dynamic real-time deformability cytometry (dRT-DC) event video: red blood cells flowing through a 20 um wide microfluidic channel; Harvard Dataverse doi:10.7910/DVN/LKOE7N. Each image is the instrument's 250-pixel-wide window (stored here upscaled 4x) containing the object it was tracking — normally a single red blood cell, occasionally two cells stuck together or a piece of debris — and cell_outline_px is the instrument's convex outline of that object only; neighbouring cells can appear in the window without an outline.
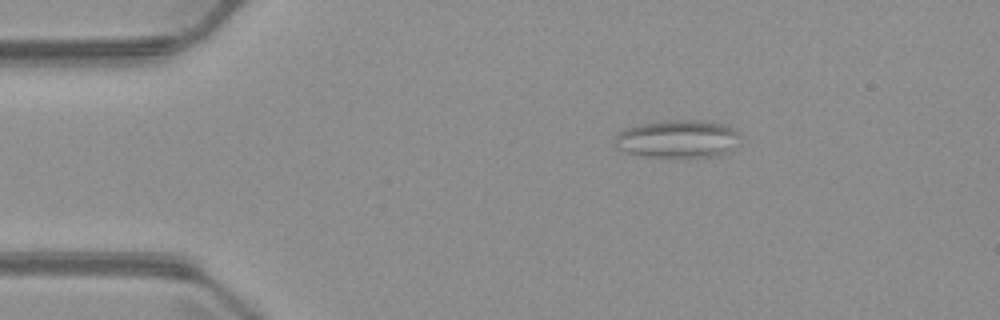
{"species": "common noctule bat (a hibernating species)", "species_latin": "Nyctalus noctula", "temperature_condition": "warm", "stored_images_in_passage": 3, "camera_frame_rate_fps": 3000, "um_per_image_px": 0.085, "animal": {"sex": "male", "body_mass_g": 23.1, "forearm_length_mm": 52.7}, "frame": {"image": 1, "passage_image": 2, "time_ms": 1.333, "image_size_px": [1000, 320], "cell_outline_px": [[740, 132], [728, 152], [720, 156], [640, 156], [624, 152], [616, 148], [612, 140], [620, 132], [628, 128], [640, 124], [664, 120], [696, 120], [728, 124]], "centroid_in_image_um": [57.56, 11.79], "position_along_channel_um": 27.4, "area_um2": 27.51}}